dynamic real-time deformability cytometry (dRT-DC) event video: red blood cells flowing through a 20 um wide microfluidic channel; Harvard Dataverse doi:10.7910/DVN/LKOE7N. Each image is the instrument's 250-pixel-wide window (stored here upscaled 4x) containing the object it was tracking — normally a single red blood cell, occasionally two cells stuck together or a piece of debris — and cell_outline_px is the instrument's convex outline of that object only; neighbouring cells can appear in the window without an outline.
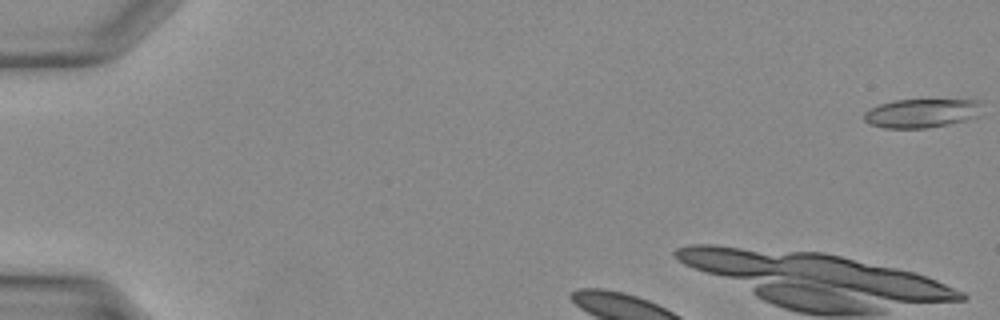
{"species": "Egyptian fruit bat (a non-hibernating species)", "species_latin": "Rousettus aegyptiacus", "temperature_condition": "warm", "stored_images_in_passage": 7, "camera_frame_rate_fps": 3000, "um_per_image_px": 0.085, "animal": {"sex": "female"}, "frame": {"image": 1, "passage_image": 1, "time_ms": 0.0, "image_size_px": [1000, 320], "cell_outline_px": [[976, 116], [964, 120], [948, 124], [924, 128], [884, 128], [868, 124], [864, 120], [864, 112], [868, 108], [880, 104], [896, 100], [976, 100]], "centroid_in_image_um": [78.16, 9.63], "position_along_channel_um": 6.8, "area_um2": 19.31}}